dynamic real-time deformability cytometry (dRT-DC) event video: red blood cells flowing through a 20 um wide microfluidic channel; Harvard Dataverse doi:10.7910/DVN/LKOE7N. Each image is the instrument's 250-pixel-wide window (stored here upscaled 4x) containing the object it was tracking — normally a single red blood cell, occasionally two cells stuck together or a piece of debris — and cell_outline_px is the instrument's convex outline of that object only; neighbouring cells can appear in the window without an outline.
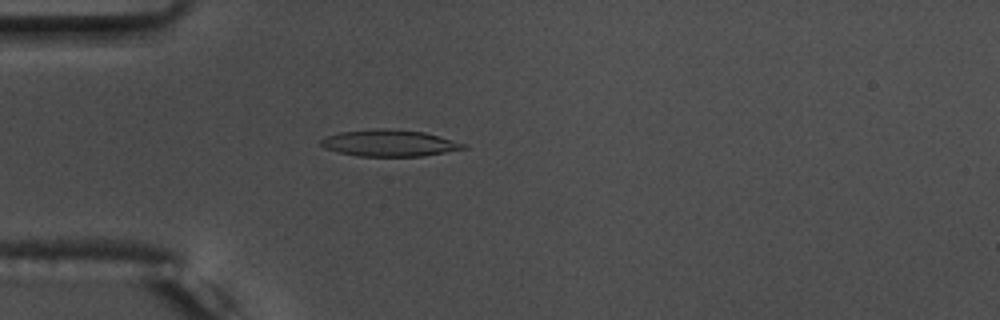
{"species": "common noctule bat (a hibernating species)", "species_latin": "Nyctalus noctula", "temperature_condition": "warm", "stored_images_in_passage": 55, "camera_frame_rate_fps": 3000, "um_per_image_px": 0.085, "animal": {"sex": "male", "body_mass_g": 17.5, "forearm_length_mm": 52.3}, "frame": {"image": 1, "passage_image": 16, "time_ms": 5.0, "image_size_px": [1000, 320], "cell_outline_px": [[468, 148], [424, 156], [356, 156], [324, 148], [320, 144], [320, 140], [324, 136], [340, 132], [376, 128], [384, 128], [424, 132], [440, 136], [468, 144]], "centroid_in_image_um": [33.11, 12.16], "position_along_channel_um": 51.9, "area_um2": 22.25}}
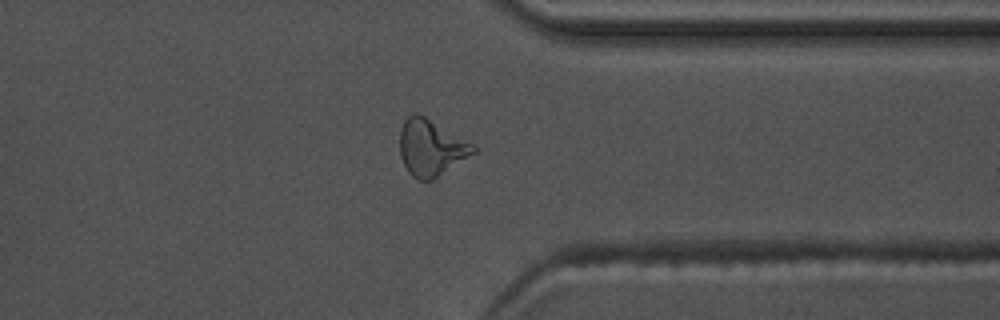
{"frame": {"image": 2, "passage_image": 43, "time_ms": 14.0, "image_size_px": [1000, 320], "cell_outline_px": [[476, 152], [432, 180], [420, 180], [412, 176], [408, 172], [400, 156], [400, 128], [404, 120], [408, 116], [416, 112], [424, 116], [476, 144]], "centroid_in_image_um": [36.64, 12.54], "position_along_channel_um": 374.8, "area_um2": 24.16}}
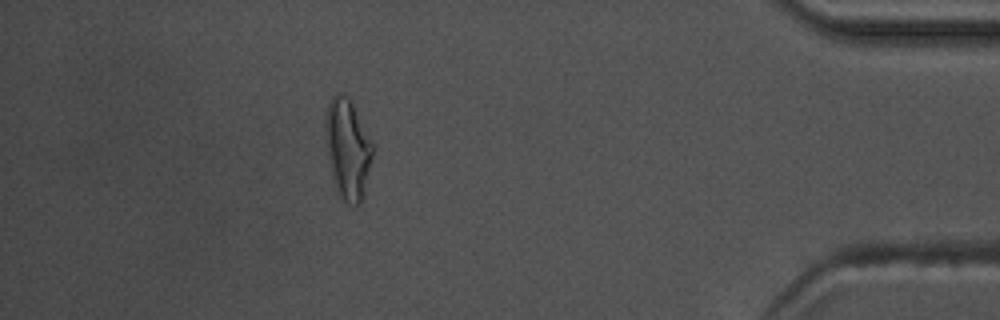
{"frame": {"image": 3, "passage_image": 49, "time_ms": 16.0, "image_size_px": [1000, 320], "cell_outline_px": [[372, 156], [364, 196], [360, 204], [352, 208], [340, 200], [332, 180], [328, 156], [324, 128], [324, 124], [328, 104], [332, 96], [336, 92], [340, 92], [348, 96], [372, 140]], "centroid_in_image_um": [29.54, 12.72], "position_along_channel_um": 405.7, "area_um2": 28.03}, "authors_computed_cell_mechanics": {"area_um2": 21.8484, "velocity_mm_per_s": 3.7402, "shape_relaxation_time_tau1_ms": 9.9504, "shape_relaxation_time_tau2_ms": 1.9179, "deformation_change_tau1": 0.2765, "deformation_change_tau2": 0.1031}}